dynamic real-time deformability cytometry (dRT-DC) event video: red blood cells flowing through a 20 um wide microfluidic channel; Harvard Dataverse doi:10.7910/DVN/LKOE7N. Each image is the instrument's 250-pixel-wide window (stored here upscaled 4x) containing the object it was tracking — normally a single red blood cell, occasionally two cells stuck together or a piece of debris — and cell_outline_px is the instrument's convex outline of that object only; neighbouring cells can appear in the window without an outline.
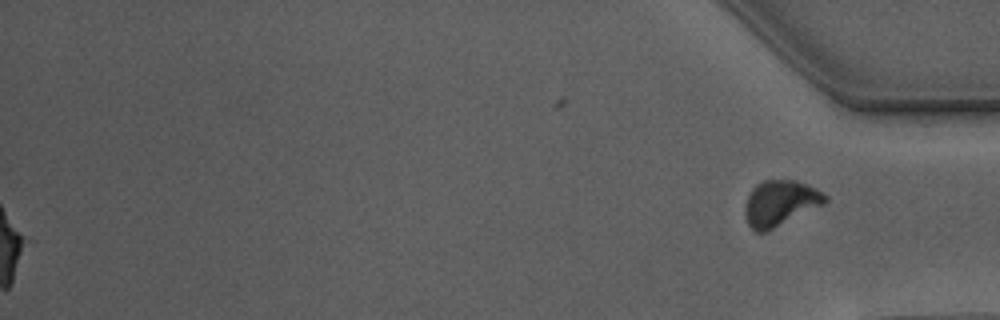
{"species": "Egyptian fruit bat (a non-hibernating species)", "species_latin": "Rousettus aegyptiacus", "temperature_condition": "warm", "stored_images_in_passage": 45, "segment_of_instrument_passage": [2, 2], "camera_frame_rate_fps": 3000, "um_per_image_px": 0.085, "animal": {"sex": "male"}, "frame": {"image": 1, "passage_image": 45, "time_ms": 14.667, "image_size_px": [1000, 320], "cell_outline_px": [[828, 200], [824, 204], [768, 232], [756, 232], [748, 224], [744, 216], [744, 204], [752, 188], [756, 184], [764, 180], [796, 180], [808, 184], [824, 192], [828, 196]], "centroid_in_image_um": [66.32, 17.27], "position_along_channel_um": 368.9, "area_um2": 21.73}}